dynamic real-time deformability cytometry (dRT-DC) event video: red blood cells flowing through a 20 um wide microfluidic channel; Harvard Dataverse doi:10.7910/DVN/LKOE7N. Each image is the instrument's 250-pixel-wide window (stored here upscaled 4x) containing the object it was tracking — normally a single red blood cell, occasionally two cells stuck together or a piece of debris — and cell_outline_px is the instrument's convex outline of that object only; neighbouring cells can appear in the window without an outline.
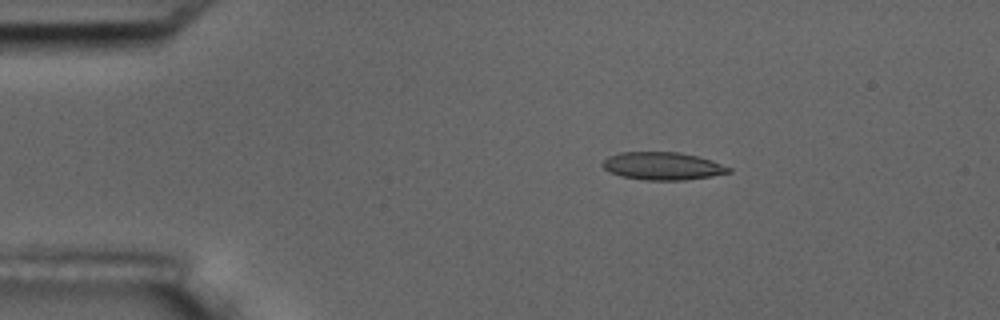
{"species": "common noctule bat (a hibernating species)", "species_latin": "Nyctalus noctula", "temperature_condition": "room temperature", "stored_images_in_passage": 3, "camera_frame_rate_fps": 3000, "um_per_image_px": 0.085, "animal": {"sex": "male", "body_mass_g": 17.5, "forearm_length_mm": 52.3}, "frame": {"image": 1, "passage_image": 2, "time_ms": 1.333, "image_size_px": [1000, 320], "cell_outline_px": [[732, 172], [712, 176], [684, 180], [644, 180], [620, 176], [604, 168], [600, 164], [608, 156], [620, 152], [680, 152], [700, 156], [712, 160], [732, 168]], "centroid_in_image_um": [56.35, 14.1], "position_along_channel_um": 28.7, "area_um2": 20.58}}